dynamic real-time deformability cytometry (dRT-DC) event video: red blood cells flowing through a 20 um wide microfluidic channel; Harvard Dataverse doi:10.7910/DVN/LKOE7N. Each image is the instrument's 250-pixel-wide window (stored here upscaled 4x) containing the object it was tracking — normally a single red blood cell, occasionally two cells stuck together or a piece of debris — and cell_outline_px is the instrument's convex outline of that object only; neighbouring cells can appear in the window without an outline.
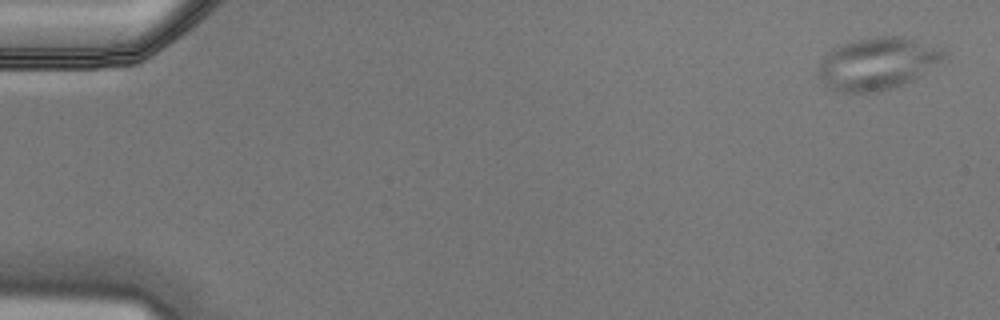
{"species": "Egyptian fruit bat (a non-hibernating species)", "species_latin": "Rousettus aegyptiacus", "temperature_condition": "cold", "stored_images_in_passage": 5, "camera_frame_rate_fps": 3000, "um_per_image_px": 0.085, "animal": {"sex": "male"}, "frame": {"image": 1, "passage_image": 1, "time_ms": 0.0, "image_size_px": [1000, 320], "cell_outline_px": [[944, 56], [940, 60], [912, 80], [896, 88], [880, 92], [840, 92], [824, 84], [816, 76], [816, 68], [820, 60], [832, 48], [856, 40], [876, 36], [900, 36], [944, 48]], "centroid_in_image_um": [74.5, 5.41], "position_along_channel_um": 10.5, "area_um2": 38.09}}